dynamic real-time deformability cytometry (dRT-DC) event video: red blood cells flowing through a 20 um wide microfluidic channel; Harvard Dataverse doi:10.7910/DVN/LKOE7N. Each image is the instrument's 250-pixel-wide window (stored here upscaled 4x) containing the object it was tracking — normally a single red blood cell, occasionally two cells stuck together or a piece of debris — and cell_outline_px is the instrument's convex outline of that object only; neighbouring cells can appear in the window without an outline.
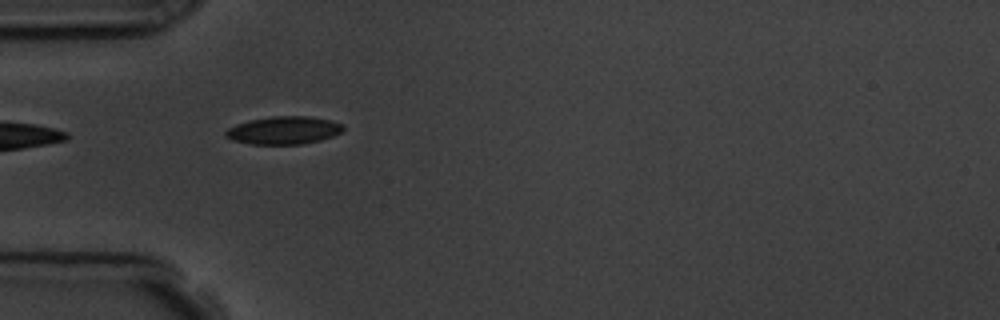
{"species": "common noctule bat (a hibernating species)", "species_latin": "Nyctalus noctula", "temperature_condition": "room temperature", "stored_images_in_passage": 3, "camera_frame_rate_fps": 3000, "um_per_image_px": 0.085, "animal": {"sex": "male", "body_mass_g": 19.5, "forearm_length_mm": 54.6}, "frame": {"image": 1, "passage_image": 2, "time_ms": 2.0, "image_size_px": [1000, 320], "cell_outline_px": [[344, 128], [340, 132], [332, 136], [320, 140], [300, 144], [252, 144], [232, 140], [224, 136], [224, 132], [228, 128], [236, 124], [252, 120], [272, 116], [312, 116], [344, 124]], "centroid_in_image_um": [24.1, 11.07], "position_along_channel_um": 60.9, "area_um2": 18.96}}